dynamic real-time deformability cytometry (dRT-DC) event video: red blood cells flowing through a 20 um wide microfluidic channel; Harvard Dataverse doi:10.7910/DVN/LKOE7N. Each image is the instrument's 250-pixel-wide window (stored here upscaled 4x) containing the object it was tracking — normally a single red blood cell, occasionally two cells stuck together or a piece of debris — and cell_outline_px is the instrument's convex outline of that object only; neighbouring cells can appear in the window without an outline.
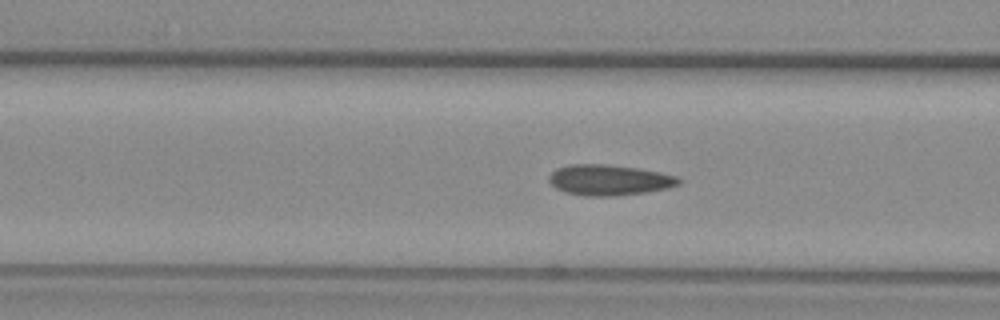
{"species": "common noctule bat (a hibernating species)", "species_latin": "Nyctalus noctula", "temperature_condition": "warm", "stored_images_in_passage": 39, "camera_frame_rate_fps": 3000, "um_per_image_px": 0.085, "animal": {"sex": "female", "body_mass_g": 29.2, "forearm_length_mm": 56.3}, "frame": {"image": 1, "passage_image": 21, "time_ms": 6.667, "image_size_px": [1000, 320], "cell_outline_px": [[684, 180], [680, 184], [668, 188], [644, 192], [616, 196], [584, 196], [568, 192], [556, 188], [548, 180], [548, 176], [556, 168], [568, 164], [608, 164], [636, 168], [660, 172], [676, 176]], "centroid_in_image_um": [51.79, 15.29], "position_along_channel_um": 114.8, "area_um2": 23.24}}
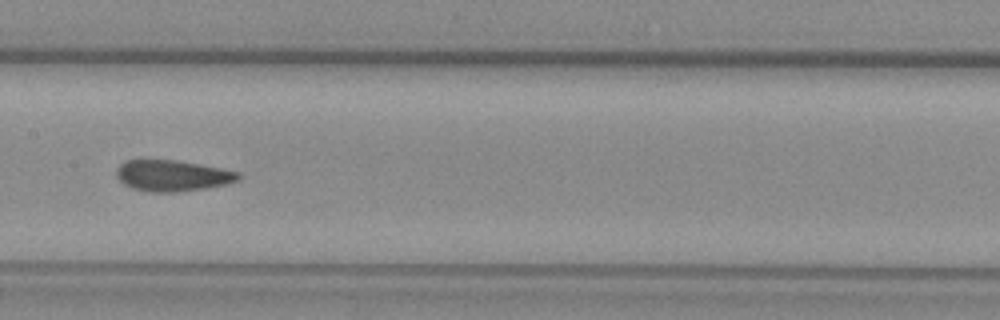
{"frame": {"image": 2, "passage_image": 27, "time_ms": 8.667, "image_size_px": [1000, 320], "cell_outline_px": [[240, 180], [224, 184], [204, 188], [176, 192], [148, 192], [132, 188], [124, 184], [116, 176], [116, 168], [124, 160], [176, 160], [200, 164], [240, 172]], "centroid_in_image_um": [14.63, 14.92], "position_along_channel_um": 192.8, "area_um2": 22.08}}
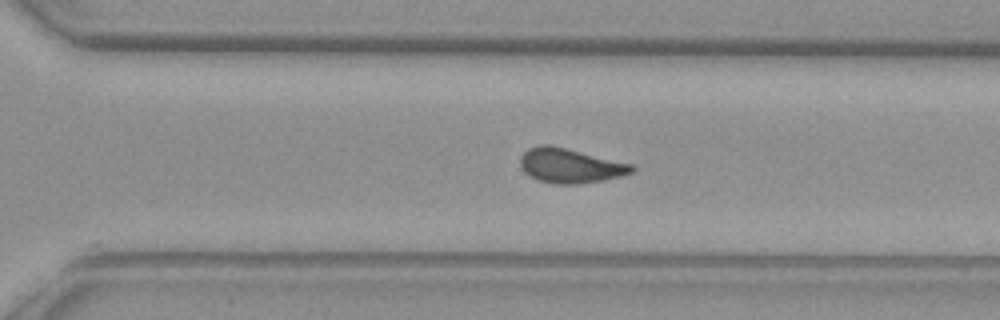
{"frame": {"image": 3, "passage_image": 37, "time_ms": 12.0, "image_size_px": [1000, 320], "cell_outline_px": [[636, 168], [632, 172], [624, 176], [604, 180], [576, 184], [556, 184], [536, 180], [524, 172], [520, 164], [520, 156], [528, 148], [540, 144], [552, 144], [632, 164]], "centroid_in_image_um": [48.45, 14.07], "position_along_channel_um": 322.1, "area_um2": 22.77}}